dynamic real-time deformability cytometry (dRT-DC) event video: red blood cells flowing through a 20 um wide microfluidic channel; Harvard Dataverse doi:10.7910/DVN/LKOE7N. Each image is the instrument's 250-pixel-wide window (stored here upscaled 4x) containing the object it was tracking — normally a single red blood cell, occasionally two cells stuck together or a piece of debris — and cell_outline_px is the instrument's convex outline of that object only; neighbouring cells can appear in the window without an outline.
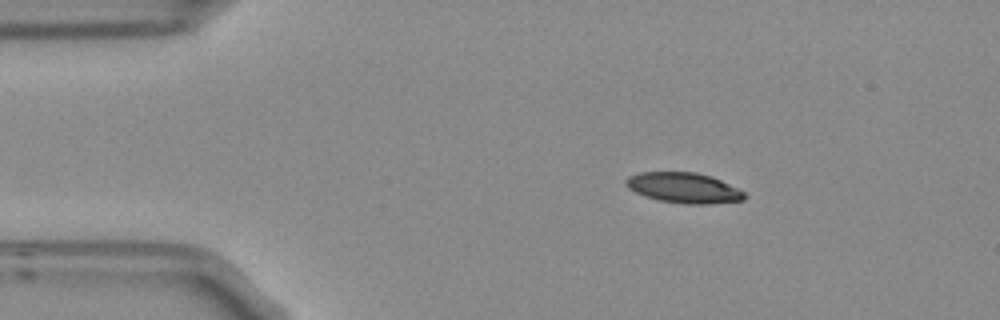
{"species": "Egyptian fruit bat (a non-hibernating species)", "species_latin": "Rousettus aegyptiacus", "temperature_condition": "room temperature", "stored_images_in_passage": 7, "camera_frame_rate_fps": 3000, "um_per_image_px": 0.085, "frame": {"image": 1, "passage_image": 1, "time_ms": 0.0, "image_size_px": [1000, 320], "cell_outline_px": [[748, 196], [744, 200], [708, 204], [684, 204], [660, 200], [644, 196], [628, 188], [624, 184], [624, 180], [628, 176], [640, 172], [696, 172], [712, 176], [744, 192]], "centroid_in_image_um": [58.1, 15.96], "position_along_channel_um": 26.9, "area_um2": 21.04}}
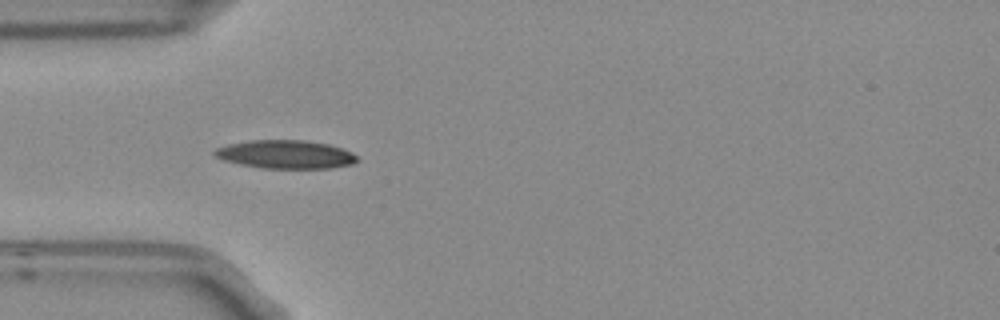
{"frame": {"image": 2, "passage_image": 3, "time_ms": 0.667, "image_size_px": [1000, 320], "cell_outline_px": [[360, 160], [352, 164], [328, 168], [264, 168], [240, 164], [224, 160], [212, 156], [212, 152], [216, 148], [228, 144], [252, 140], [304, 140], [328, 144], [344, 148], [352, 152]], "centroid_in_image_um": [24.27, 13.12], "position_along_channel_um": 60.7, "area_um2": 23.64}}
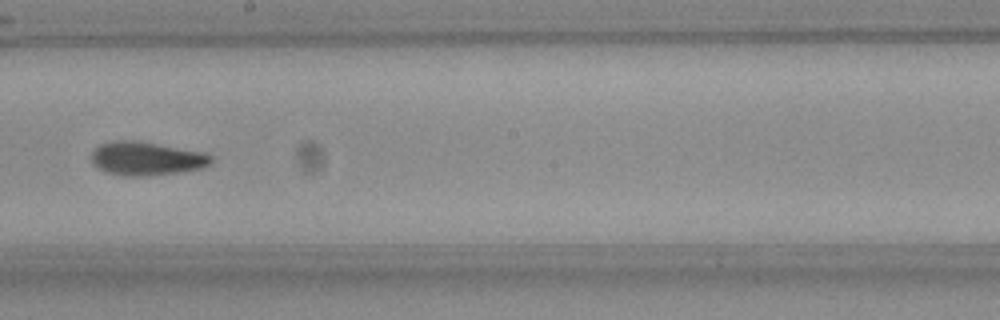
{"frame": {"image": 3, "passage_image": 7, "time_ms": 2.0, "image_size_px": [1000, 320], "cell_outline_px": [[212, 160], [208, 164], [200, 168], [176, 172], [144, 176], [124, 176], [104, 172], [92, 164], [92, 152], [100, 144], [112, 140], [136, 140], [204, 152], [212, 156]], "centroid_in_image_um": [12.39, 13.47], "position_along_channel_um": 235.8, "area_um2": 23.35}}